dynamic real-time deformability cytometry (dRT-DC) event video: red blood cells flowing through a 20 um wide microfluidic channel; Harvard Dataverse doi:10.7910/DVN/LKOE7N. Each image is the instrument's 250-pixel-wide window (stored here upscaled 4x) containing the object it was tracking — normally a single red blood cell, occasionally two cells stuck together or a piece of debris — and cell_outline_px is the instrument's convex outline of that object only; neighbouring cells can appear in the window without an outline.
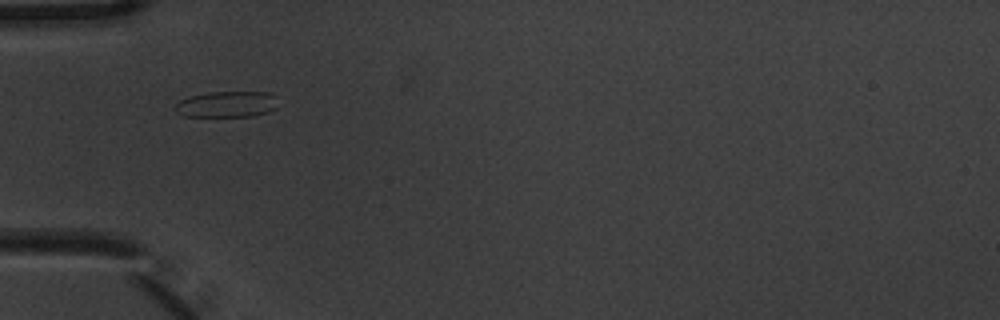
{"species": "common noctule bat (a hibernating species)", "species_latin": "Nyctalus noctula", "temperature_condition": "warm", "stored_images_in_passage": 6, "camera_frame_rate_fps": 3000, "um_per_image_px": 0.085, "animal": {"sex": "male", "body_mass_g": 20.1, "forearm_length_mm": 53.5}, "frame": {"image": 1, "passage_image": 2, "time_ms": 0.333, "image_size_px": [1000, 320], "cell_outline_px": [[280, 96], [276, 108], [268, 112], [252, 116], [184, 116], [176, 112], [176, 104], [180, 100], [188, 96], [208, 92], [272, 92]], "centroid_in_image_um": [19.36, 8.84], "position_along_channel_um": 65.6, "area_um2": 15.9}}
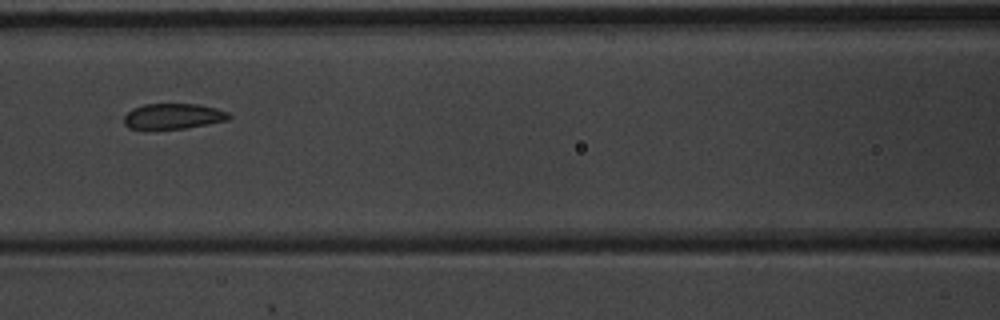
{"frame": {"image": 2, "passage_image": 4, "time_ms": 1.0, "image_size_px": [1000, 320], "cell_outline_px": [[232, 116], [228, 120], [208, 124], [184, 128], [128, 128], [124, 124], [124, 116], [132, 108], [144, 104], [200, 104], [216, 108], [228, 112]], "centroid_in_image_um": [14.74, 9.86], "position_along_channel_um": 151.9, "area_um2": 15.49}}
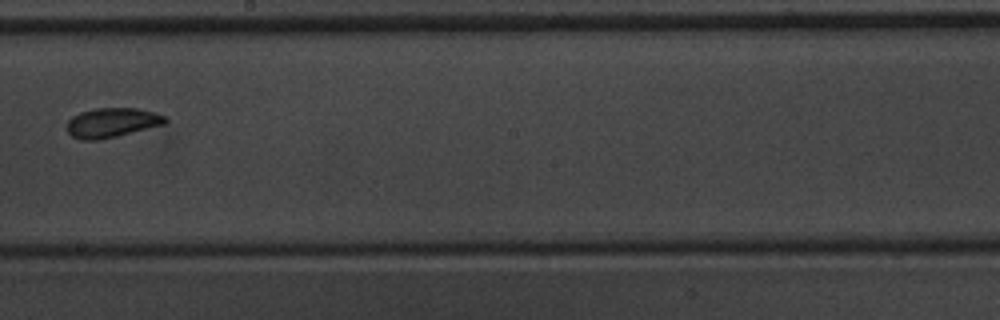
{"frame": {"image": 3, "passage_image": 6, "time_ms": 1.667, "image_size_px": [1000, 320], "cell_outline_px": [[168, 120], [164, 124], [116, 136], [96, 140], [80, 140], [72, 136], [68, 132], [68, 120], [72, 116], [80, 112], [96, 108], [136, 108], [168, 116]], "centroid_in_image_um": [9.51, 10.42], "position_along_channel_um": 238.7, "area_um2": 16.76}}